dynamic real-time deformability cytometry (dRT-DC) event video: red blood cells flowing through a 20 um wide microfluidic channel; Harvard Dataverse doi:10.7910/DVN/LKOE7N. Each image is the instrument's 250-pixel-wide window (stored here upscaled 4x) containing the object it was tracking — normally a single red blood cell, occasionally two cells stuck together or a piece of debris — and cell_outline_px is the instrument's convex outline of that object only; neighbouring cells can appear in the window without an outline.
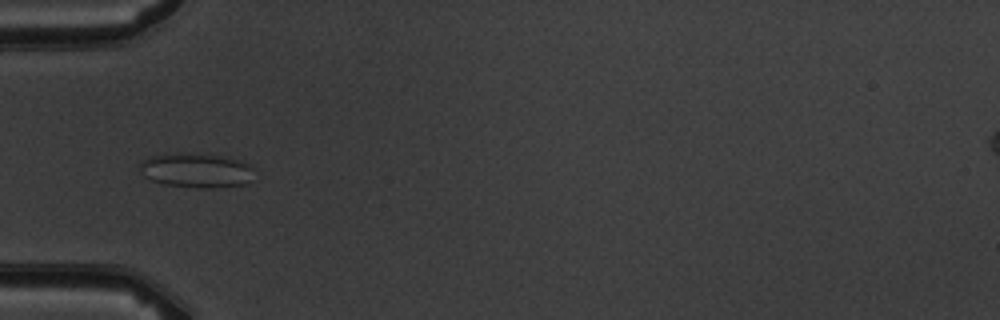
{"species": "common noctule bat (a hibernating species)", "species_latin": "Nyctalus noctula", "temperature_condition": "warm", "stored_images_in_passage": 8, "camera_frame_rate_fps": 3000, "um_per_image_px": 0.085, "animal": {"sex": "male", "body_mass_g": 19.5, "forearm_length_mm": 54.6}, "frame": {"image": 1, "passage_image": 4, "time_ms": 4.333, "image_size_px": [1000, 320], "cell_outline_px": [[252, 168], [248, 184], [216, 188], [200, 188], [164, 184], [152, 180], [144, 176], [140, 168], [140, 164], [144, 160], [152, 156], [164, 152], [176, 152], [220, 156], [240, 160], [252, 164]], "centroid_in_image_um": [16.68, 14.47], "position_along_channel_um": 68.3, "area_um2": 23.06}}
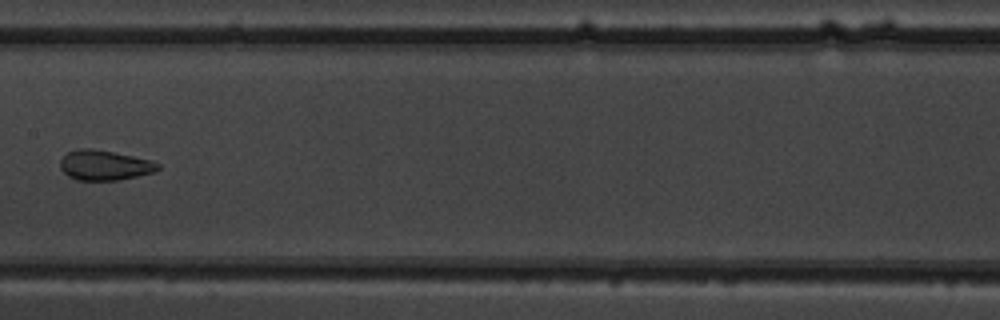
{"frame": {"image": 2, "passage_image": 7, "time_ms": 7.667, "image_size_px": [1000, 320], "cell_outline_px": [[160, 168], [152, 172], [120, 180], [76, 180], [68, 176], [60, 168], [60, 160], [68, 152], [76, 148], [92, 148], [152, 160], [160, 164]], "centroid_in_image_um": [8.86, 14.04], "position_along_channel_um": 198.5, "area_um2": 17.05}}
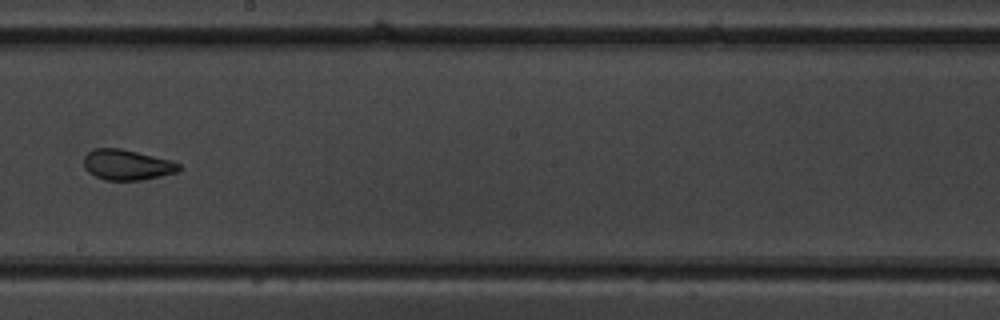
{"frame": {"image": 3, "passage_image": 8, "time_ms": 8.667, "image_size_px": [1000, 320], "cell_outline_px": [[180, 172], [140, 180], [104, 180], [88, 172], [84, 168], [84, 156], [92, 148], [120, 148], [172, 160], [180, 164]], "centroid_in_image_um": [10.79, 14.0], "position_along_channel_um": 237.4, "area_um2": 16.99}}